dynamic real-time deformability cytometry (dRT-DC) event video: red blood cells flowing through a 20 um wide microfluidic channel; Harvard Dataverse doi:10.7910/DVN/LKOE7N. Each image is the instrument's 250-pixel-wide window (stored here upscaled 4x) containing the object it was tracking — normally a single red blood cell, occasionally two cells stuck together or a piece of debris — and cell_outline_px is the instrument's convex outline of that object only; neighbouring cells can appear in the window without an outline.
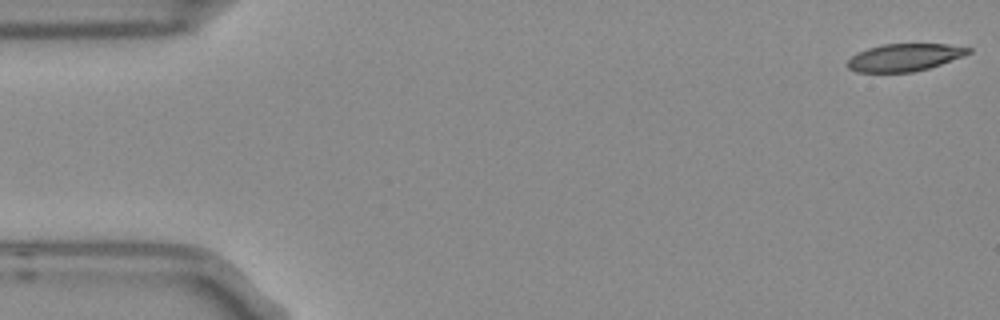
{"species": "Egyptian fruit bat (a non-hibernating species)", "species_latin": "Rousettus aegyptiacus", "temperature_condition": "room temperature", "stored_images_in_passage": 5, "camera_frame_rate_fps": 3000, "um_per_image_px": 0.085, "frame": {"image": 1, "passage_image": 1, "time_ms": 0.0, "image_size_px": [1000, 320], "cell_outline_px": [[972, 52], [964, 56], [928, 68], [912, 72], [856, 72], [848, 68], [844, 64], [856, 52], [868, 48], [884, 44], [948, 44], [972, 48]], "centroid_in_image_um": [76.86, 4.88], "position_along_channel_um": 8.1, "area_um2": 19.42}}
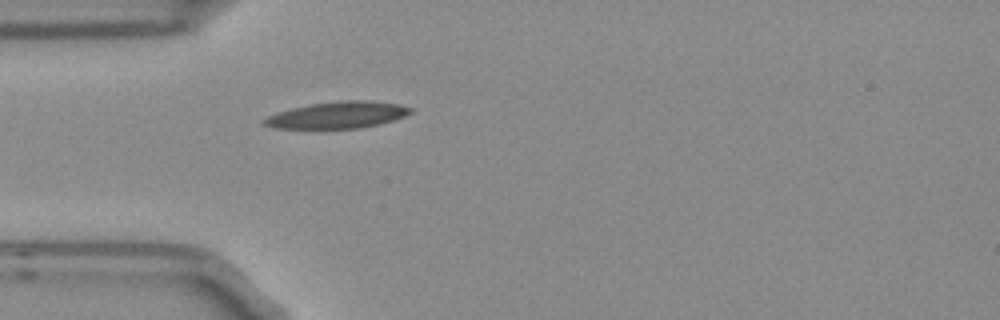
{"frame": {"image": 2, "passage_image": 5, "time_ms": 1.333, "image_size_px": [1000, 320], "cell_outline_px": [[412, 112], [404, 116], [380, 124], [360, 128], [276, 128], [260, 124], [260, 120], [264, 116], [276, 112], [292, 108], [312, 104], [340, 100], [372, 100], [400, 104], [412, 108]], "centroid_in_image_um": [28.65, 9.77], "position_along_channel_um": 56.4, "area_um2": 22.95}}